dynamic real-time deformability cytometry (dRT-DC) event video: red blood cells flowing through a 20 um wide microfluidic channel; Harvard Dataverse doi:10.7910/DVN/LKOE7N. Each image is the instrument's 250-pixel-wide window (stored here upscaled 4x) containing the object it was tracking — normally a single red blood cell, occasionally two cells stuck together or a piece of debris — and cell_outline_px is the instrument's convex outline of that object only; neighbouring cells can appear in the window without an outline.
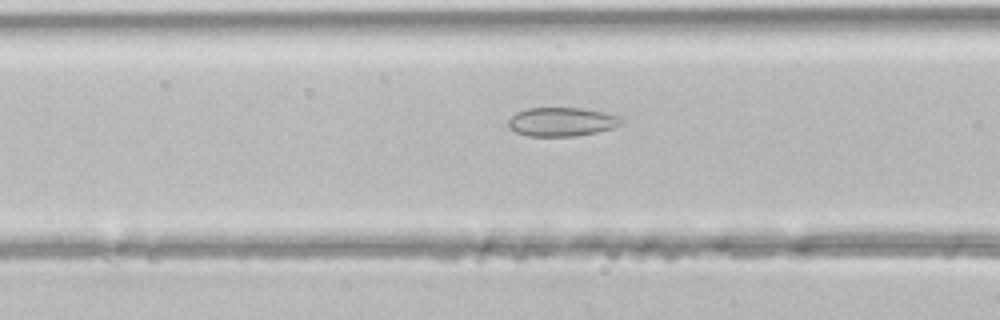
{"species": "common noctule bat (a hibernating species)", "species_latin": "Nyctalus noctula", "temperature_condition": "room temperature", "stored_images_in_passage": 28, "camera_frame_rate_fps": 3000, "um_per_image_px": 0.085, "animal": {"sex": "male", "body_mass_g": 21.5, "forearm_length_mm": 52.0}, "frame": {"image": 1, "passage_image": 5, "time_ms": 1.333, "image_size_px": [1000, 320], "cell_outline_px": [[624, 120], [620, 124], [612, 128], [596, 132], [576, 136], [528, 136], [516, 132], [508, 128], [508, 120], [516, 112], [528, 108], [580, 108], [604, 112], [624, 116]], "centroid_in_image_um": [47.76, 10.35], "position_along_channel_um": 118.8, "area_um2": 19.13}}
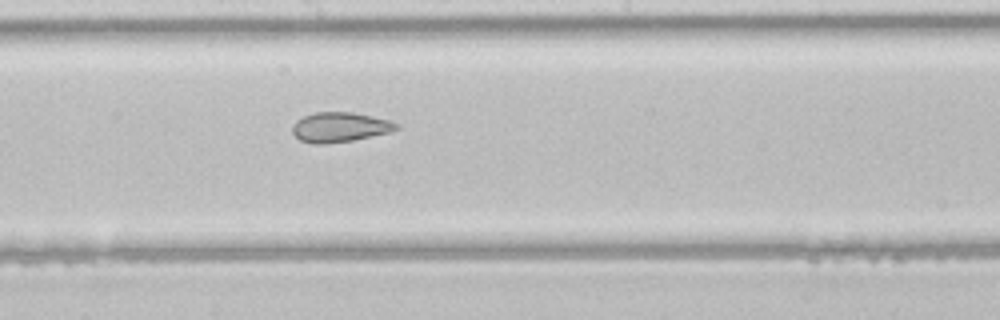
{"frame": {"image": 2, "passage_image": 12, "time_ms": 3.667, "image_size_px": [1000, 320], "cell_outline_px": [[400, 128], [388, 132], [352, 140], [324, 144], [312, 144], [300, 140], [292, 132], [292, 124], [296, 120], [304, 116], [316, 112], [352, 112], [372, 116], [388, 120], [400, 124]], "centroid_in_image_um": [28.86, 10.8], "position_along_channel_um": 219.3, "area_um2": 17.98}}
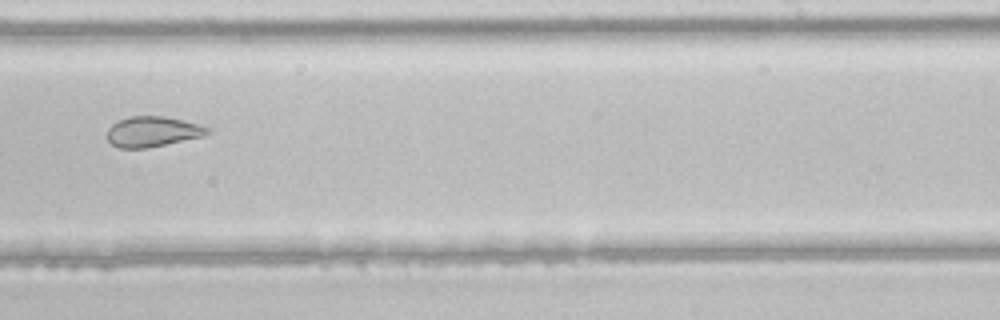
{"frame": {"image": 3, "passage_image": 16, "time_ms": 5.0, "image_size_px": [1000, 320], "cell_outline_px": [[212, 132], [204, 136], [148, 148], [120, 148], [112, 144], [108, 140], [108, 128], [112, 124], [128, 116], [164, 116], [200, 124], [208, 128]], "centroid_in_image_um": [12.99, 11.19], "position_along_channel_um": 276.0, "area_um2": 17.74}}